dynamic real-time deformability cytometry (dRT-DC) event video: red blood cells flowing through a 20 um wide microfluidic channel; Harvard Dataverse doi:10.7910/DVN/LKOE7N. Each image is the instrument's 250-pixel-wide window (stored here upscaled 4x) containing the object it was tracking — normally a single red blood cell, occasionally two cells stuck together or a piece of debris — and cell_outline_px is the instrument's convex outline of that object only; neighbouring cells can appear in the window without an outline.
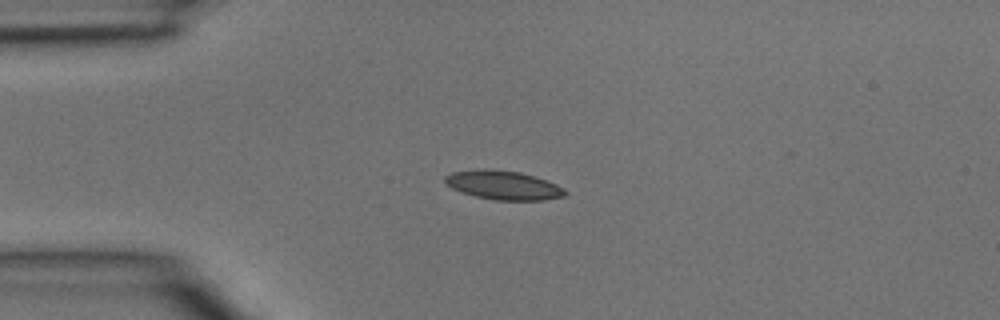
{"species": "common noctule bat (a hibernating species)", "species_latin": "Nyctalus noctula", "temperature_condition": "room temperature", "stored_images_in_passage": 1, "camera_frame_rate_fps": 3000, "um_per_image_px": 0.085, "animal": {"sex": "male", "body_mass_g": 15.6}, "frame": {"image": 1, "passage_image": 1, "time_ms": 0.0, "image_size_px": [1000, 320], "cell_outline_px": [[568, 192], [564, 196], [544, 200], [496, 200], [476, 196], [452, 188], [444, 180], [444, 176], [452, 172], [484, 168], [492, 168], [520, 172], [556, 184], [564, 188]], "centroid_in_image_um": [42.79, 15.73], "position_along_channel_um": 42.2, "area_um2": 20.11}}